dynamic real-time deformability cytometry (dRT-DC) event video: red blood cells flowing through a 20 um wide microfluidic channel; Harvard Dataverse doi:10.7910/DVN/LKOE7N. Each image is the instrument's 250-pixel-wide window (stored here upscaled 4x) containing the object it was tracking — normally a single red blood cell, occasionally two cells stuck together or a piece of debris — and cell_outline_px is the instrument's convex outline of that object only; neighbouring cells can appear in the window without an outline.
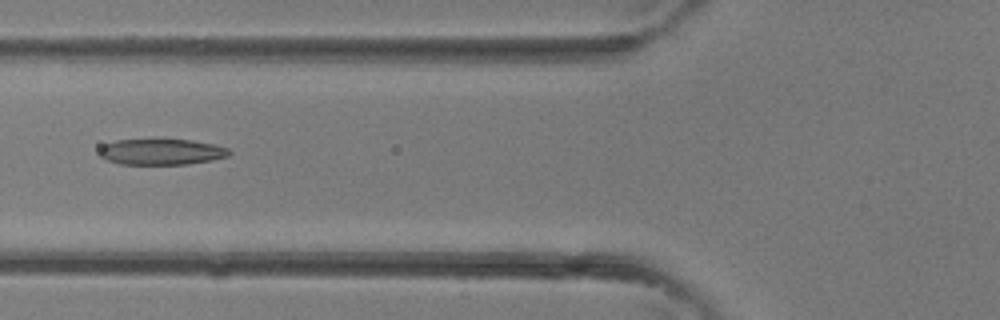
{"species": "common noctule bat (a hibernating species)", "species_latin": "Nyctalus noctula", "temperature_condition": "room temperature", "stored_images_in_passage": 3, "camera_frame_rate_fps": 3000, "um_per_image_px": 0.085, "animal": {"sex": "female"}, "frame": {"image": 1, "passage_image": 3, "time_ms": 0.667, "image_size_px": [1000, 320], "cell_outline_px": [[232, 152], [228, 156], [212, 160], [184, 164], [120, 164], [108, 160], [100, 156], [96, 152], [104, 144], [116, 140], [192, 140], [212, 144], [228, 148]], "centroid_in_image_um": [13.7, 12.91], "position_along_channel_um": 112.1, "area_um2": 19.48}}